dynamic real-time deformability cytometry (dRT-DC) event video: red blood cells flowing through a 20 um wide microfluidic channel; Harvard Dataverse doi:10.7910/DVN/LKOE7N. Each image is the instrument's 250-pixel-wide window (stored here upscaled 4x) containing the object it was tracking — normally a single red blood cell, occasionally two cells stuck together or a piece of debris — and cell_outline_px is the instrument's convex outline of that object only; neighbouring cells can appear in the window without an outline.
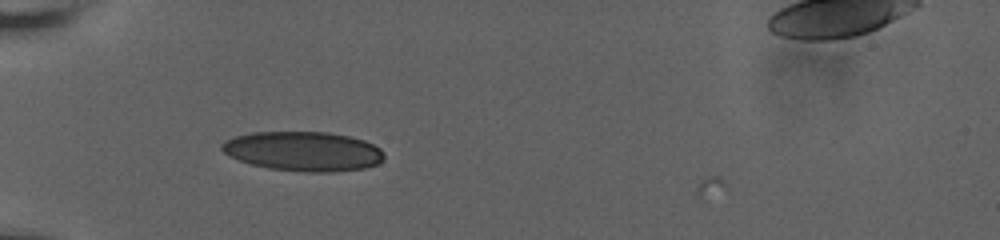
{"species": "human", "species_latin": "Homo sapiens", "temperature_condition": "room temperature", "stored_images_in_passage": 12, "camera_frame_rate_fps": 3000, "um_per_image_px": 0.085, "donor": {"sex": "male"}, "frame": {"image": 1, "passage_image": 1, "time_ms": 0.0, "image_size_px": [1000, 240], "cell_outline_px": [[384, 160], [376, 164], [364, 168], [332, 172], [304, 172], [268, 168], [252, 164], [240, 160], [224, 152], [220, 148], [220, 144], [224, 140], [236, 136], [252, 132], [328, 132], [348, 136], [364, 140], [380, 148], [384, 152]], "centroid_in_image_um": [25.79, 12.85], "position_along_channel_um": 59.2, "area_um2": 37.34}}
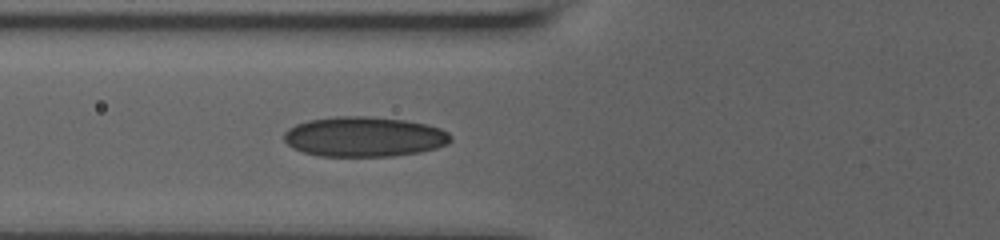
{"frame": {"image": 2, "passage_image": 9, "time_ms": 1.333, "image_size_px": [1000, 240], "cell_outline_px": [[452, 140], [448, 144], [436, 148], [420, 152], [392, 156], [320, 156], [304, 152], [292, 148], [284, 140], [284, 132], [288, 128], [296, 124], [308, 120], [336, 116], [368, 116], [404, 120], [424, 124], [440, 128], [448, 132], [452, 136]], "centroid_in_image_um": [30.95, 11.62], "position_along_channel_um": 94.8, "area_um2": 38.96}}